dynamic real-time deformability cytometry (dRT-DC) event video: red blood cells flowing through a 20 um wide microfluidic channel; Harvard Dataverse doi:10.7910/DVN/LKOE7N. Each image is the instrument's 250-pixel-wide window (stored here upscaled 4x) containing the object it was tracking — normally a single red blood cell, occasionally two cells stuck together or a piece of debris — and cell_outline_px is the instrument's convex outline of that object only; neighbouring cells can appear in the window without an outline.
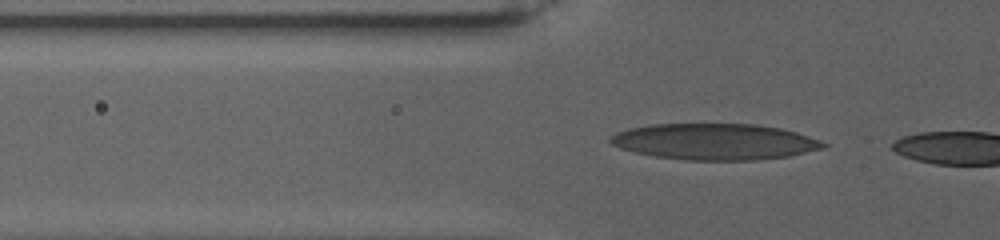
{"species": "human", "species_latin": "Homo sapiens", "temperature_condition": "warm", "stored_images_in_passage": 39, "camera_frame_rate_fps": 3000, "um_per_image_px": 0.085, "donor": {"sex": "female"}, "frame": {"image": 1, "passage_image": 2, "time_ms": 0.333, "image_size_px": [1000, 240], "cell_outline_px": [[828, 144], [824, 148], [788, 156], [756, 160], [684, 160], [652, 156], [620, 148], [612, 144], [608, 140], [608, 136], [616, 132], [628, 128], [652, 124], [756, 124], [780, 128], [796, 132], [820, 140]], "centroid_in_image_um": [60.71, 12.04], "position_along_channel_um": 65.1, "area_um2": 45.03}}
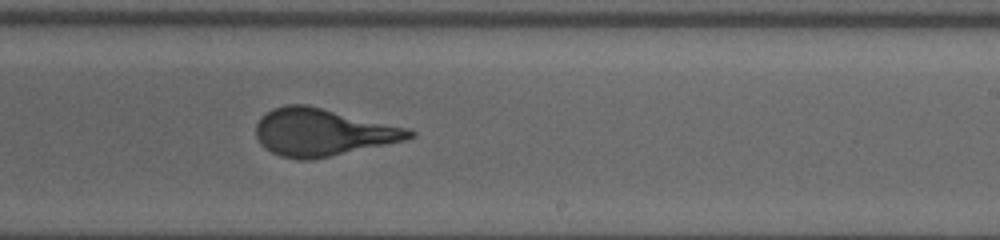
{"frame": {"image": 2, "passage_image": 22, "time_ms": 8.0, "image_size_px": [1000, 240], "cell_outline_px": [[416, 136], [404, 140], [388, 144], [312, 160], [300, 160], [280, 156], [264, 148], [260, 144], [256, 136], [256, 124], [272, 108], [284, 104], [308, 104], [408, 128], [416, 132]], "centroid_in_image_um": [27.42, 11.24], "position_along_channel_um": 261.6, "area_um2": 42.43}}
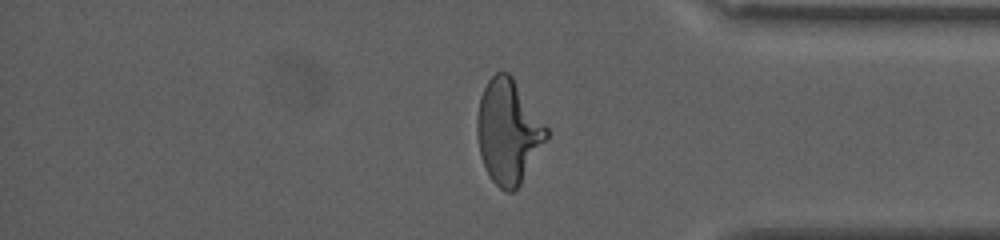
{"frame": {"image": 3, "passage_image": 37, "time_ms": 13.333, "image_size_px": [1000, 240], "cell_outline_px": [[548, 136], [520, 184], [512, 192], [504, 192], [492, 180], [480, 156], [476, 132], [476, 116], [480, 96], [488, 80], [496, 72], [508, 72], [512, 76], [548, 128]], "centroid_in_image_um": [43.17, 11.16], "position_along_channel_um": 392.0, "area_um2": 41.73}}